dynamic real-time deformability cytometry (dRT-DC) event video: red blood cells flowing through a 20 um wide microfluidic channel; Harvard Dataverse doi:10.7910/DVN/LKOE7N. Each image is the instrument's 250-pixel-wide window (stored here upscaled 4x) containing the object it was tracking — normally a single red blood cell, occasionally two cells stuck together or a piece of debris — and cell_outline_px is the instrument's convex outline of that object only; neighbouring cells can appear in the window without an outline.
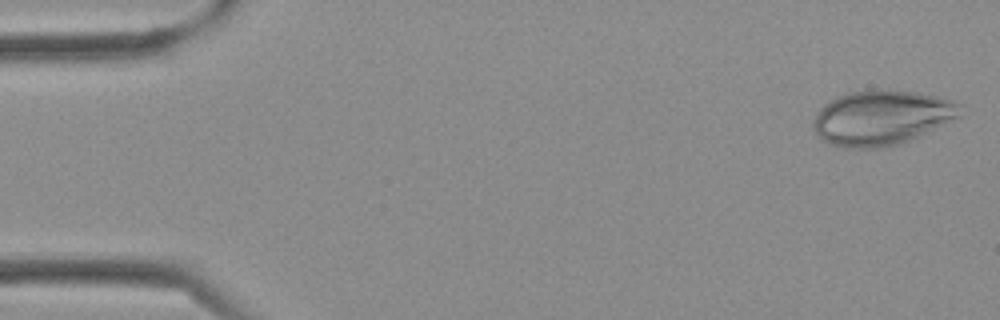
{"species": "Egyptian fruit bat (a non-hibernating species)", "species_latin": "Rousettus aegyptiacus", "temperature_condition": "cold", "stored_images_in_passage": 24, "camera_frame_rate_fps": 3000, "um_per_image_px": 0.085, "frame": {"image": 1, "passage_image": 1, "time_ms": 0.0, "image_size_px": [1000, 320], "cell_outline_px": [[964, 104], [960, 116], [900, 144], [884, 148], [844, 148], [832, 144], [816, 136], [812, 128], [812, 120], [816, 112], [824, 104], [836, 96], [848, 92], [888, 88], [916, 92], [936, 96], [952, 100]], "centroid_in_image_um": [74.91, 9.99], "position_along_channel_um": 10.1, "area_um2": 47.45}}
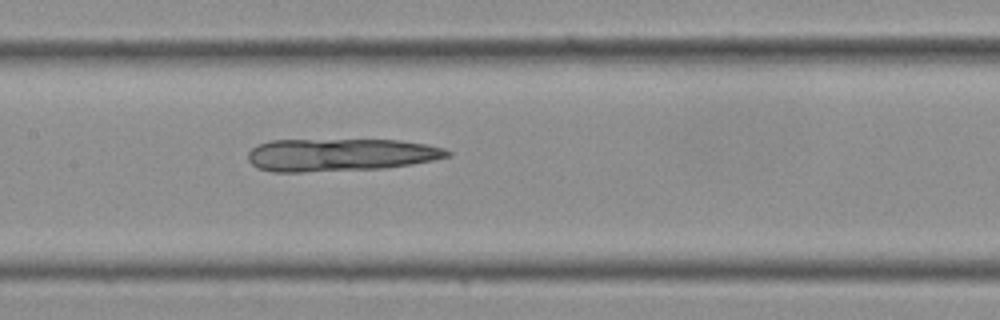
{"frame": {"image": 2, "passage_image": 17, "time_ms": 5.333, "image_size_px": [1000, 320], "cell_outline_px": [[452, 156], [412, 164], [384, 168], [304, 172], [272, 172], [256, 168], [248, 160], [248, 152], [256, 144], [272, 140], [400, 140], [428, 144], [444, 148], [452, 152]], "centroid_in_image_um": [28.92, 13.16], "position_along_channel_um": 178.5, "area_um2": 38.26}}
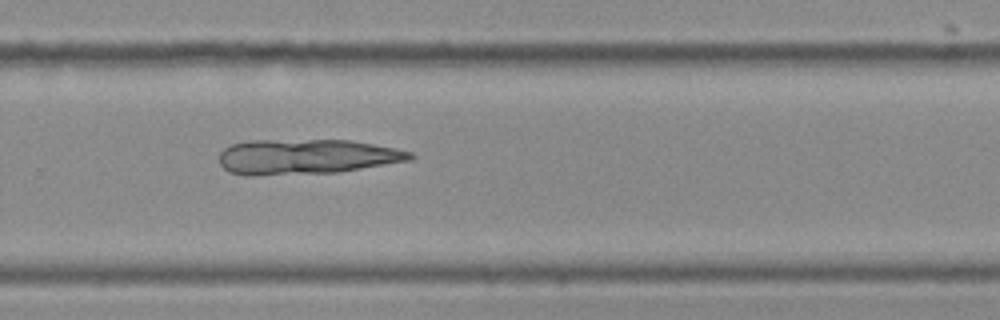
{"frame": {"image": 3, "passage_image": 24, "time_ms": 7.667, "image_size_px": [1000, 320], "cell_outline_px": [[416, 156], [412, 160], [336, 172], [256, 176], [248, 176], [228, 172], [220, 164], [220, 152], [224, 148], [232, 144], [248, 140], [348, 140], [396, 148], [412, 152]], "centroid_in_image_um": [26.02, 13.32], "position_along_channel_um": 303.8, "area_um2": 39.25}}